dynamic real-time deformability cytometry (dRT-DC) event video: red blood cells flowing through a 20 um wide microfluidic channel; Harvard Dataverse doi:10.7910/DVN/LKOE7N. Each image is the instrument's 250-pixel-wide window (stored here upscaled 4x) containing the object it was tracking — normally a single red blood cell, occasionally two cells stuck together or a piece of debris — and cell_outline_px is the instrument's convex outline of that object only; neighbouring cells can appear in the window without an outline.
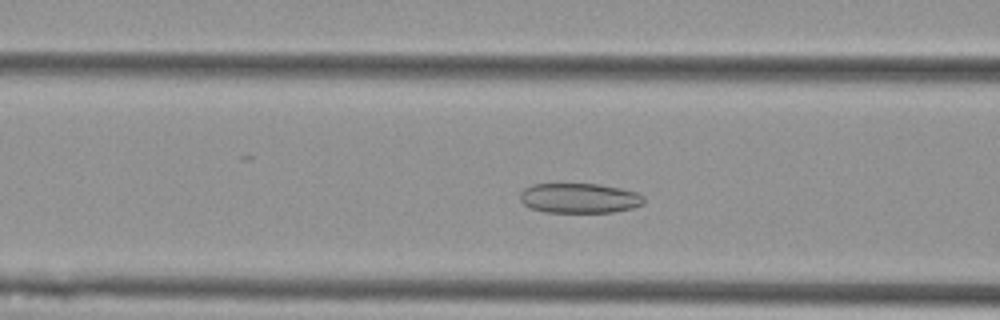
{"species": "Egyptian fruit bat (a non-hibernating species)", "species_latin": "Rousettus aegyptiacus", "temperature_condition": "cold", "stored_images_in_passage": 49, "camera_frame_rate_fps": 3000, "um_per_image_px": 0.085, "animal": {"sex": "female"}, "frame": {"image": 1, "passage_image": 15, "time_ms": 4.667, "image_size_px": [1000, 320], "cell_outline_px": [[644, 204], [632, 208], [612, 212], [544, 212], [532, 208], [524, 204], [520, 200], [520, 192], [524, 188], [532, 184], [600, 184], [620, 188], [636, 192], [644, 196]], "centroid_in_image_um": [49.25, 16.84], "position_along_channel_um": 117.4, "area_um2": 21.62}}
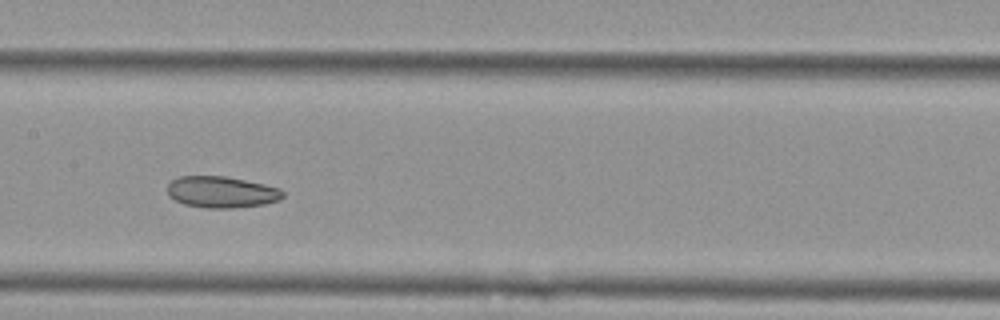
{"frame": {"image": 2, "passage_image": 21, "time_ms": 6.667, "image_size_px": [1000, 320], "cell_outline_px": [[284, 196], [280, 200], [264, 204], [232, 208], [204, 208], [184, 204], [168, 196], [168, 184], [172, 180], [180, 176], [224, 176], [264, 184], [280, 188], [284, 192]], "centroid_in_image_um": [18.84, 16.33], "position_along_channel_um": 188.6, "area_um2": 21.15}}
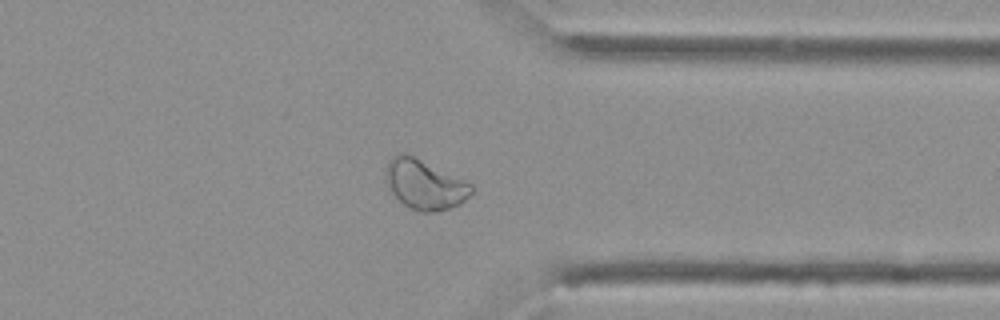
{"frame": {"image": 3, "passage_image": 37, "time_ms": 12.0, "image_size_px": [1000, 320], "cell_outline_px": [[476, 188], [460, 204], [436, 212], [420, 212], [408, 208], [388, 192], [384, 180], [384, 168], [388, 160], [396, 152], [404, 152], [464, 180], [472, 184]], "centroid_in_image_um": [36.01, 15.68], "position_along_channel_um": 375.4, "area_um2": 25.32}, "authors_computed_cell_mechanics": {"area_um2": 24.9118, "velocity_mm_per_s": 3.5675, "shape_relaxation_time_tau1_ms": null, "shape_relaxation_time_tau2_ms": 5.4404, "deformation_change_tau1": null, "deformation_change_tau2": 0.0972}}